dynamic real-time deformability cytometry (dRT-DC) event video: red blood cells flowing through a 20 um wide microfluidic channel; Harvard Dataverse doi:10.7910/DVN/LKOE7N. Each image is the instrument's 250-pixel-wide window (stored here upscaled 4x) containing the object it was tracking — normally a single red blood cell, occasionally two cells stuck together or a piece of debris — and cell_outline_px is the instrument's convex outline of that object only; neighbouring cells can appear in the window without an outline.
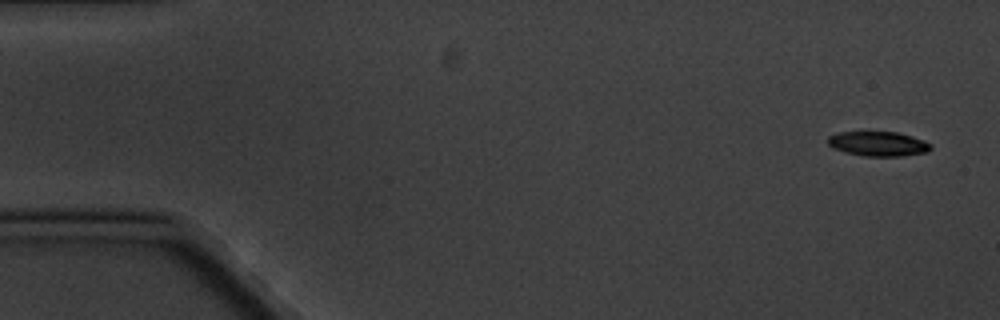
{"species": "common noctule bat (a hibernating species)", "species_latin": "Nyctalus noctula", "temperature_condition": "cold", "stored_images_in_passage": 5, "camera_frame_rate_fps": 3000, "um_per_image_px": 0.085, "animal": {"sex": "male", "body_mass_g": 20.1, "forearm_length_mm": 53.5}, "frame": {"image": 1, "passage_image": 1, "time_ms": 0.0, "image_size_px": [1000, 320], "cell_outline_px": [[932, 148], [928, 152], [900, 156], [864, 156], [844, 152], [832, 148], [828, 144], [828, 136], [840, 132], [896, 132], [912, 136], [924, 140], [932, 144]], "centroid_in_image_um": [74.66, 12.23], "position_along_channel_um": 10.3, "area_um2": 14.85}}
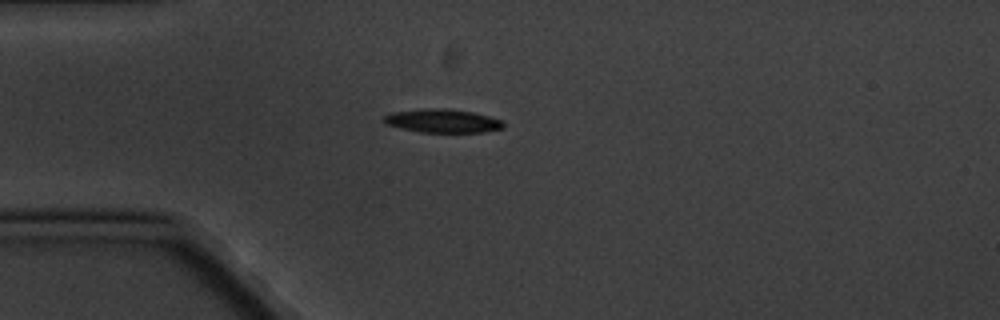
{"frame": {"image": 2, "passage_image": 4, "time_ms": 4.333, "image_size_px": [1000, 320], "cell_outline_px": [[504, 128], [484, 132], [420, 132], [400, 128], [384, 124], [380, 120], [384, 116], [392, 112], [424, 108], [448, 108], [472, 112], [504, 120]], "centroid_in_image_um": [37.59, 10.27], "position_along_channel_um": 47.4, "area_um2": 16.65}}
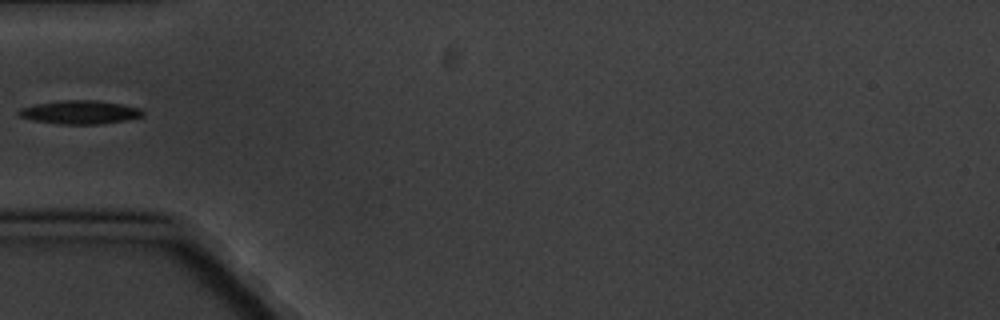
{"frame": {"image": 3, "passage_image": 5, "time_ms": 5.667, "image_size_px": [1000, 320], "cell_outline_px": [[144, 116], [128, 120], [100, 124], [56, 124], [32, 120], [20, 116], [16, 112], [20, 108], [36, 104], [64, 100], [92, 100], [120, 104], [140, 108], [144, 112]], "centroid_in_image_um": [6.8, 9.55], "position_along_channel_um": 78.2, "area_um2": 16.99}}